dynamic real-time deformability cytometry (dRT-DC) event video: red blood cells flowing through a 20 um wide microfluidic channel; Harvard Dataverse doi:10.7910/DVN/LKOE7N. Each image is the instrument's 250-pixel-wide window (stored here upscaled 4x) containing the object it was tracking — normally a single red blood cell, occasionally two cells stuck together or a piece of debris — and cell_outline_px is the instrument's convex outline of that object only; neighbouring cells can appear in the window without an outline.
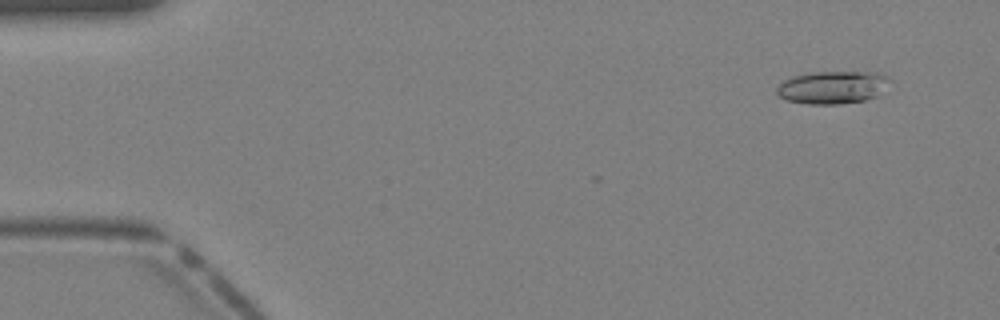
{"species": "Egyptian fruit bat (a non-hibernating species)", "species_latin": "Rousettus aegyptiacus", "temperature_condition": "warm", "stored_images_in_passage": 40, "camera_frame_rate_fps": 3000, "um_per_image_px": 0.085, "animal": {"sex": "female"}, "frame": {"image": 1, "passage_image": 3, "time_ms": 0.667, "image_size_px": [1000, 320], "cell_outline_px": [[888, 80], [880, 96], [864, 100], [840, 104], [808, 104], [788, 100], [780, 96], [776, 92], [776, 88], [784, 80], [792, 76], [812, 72], [876, 72], [888, 76]], "centroid_in_image_um": [70.76, 7.42], "position_along_channel_um": 14.2, "area_um2": 21.5}}
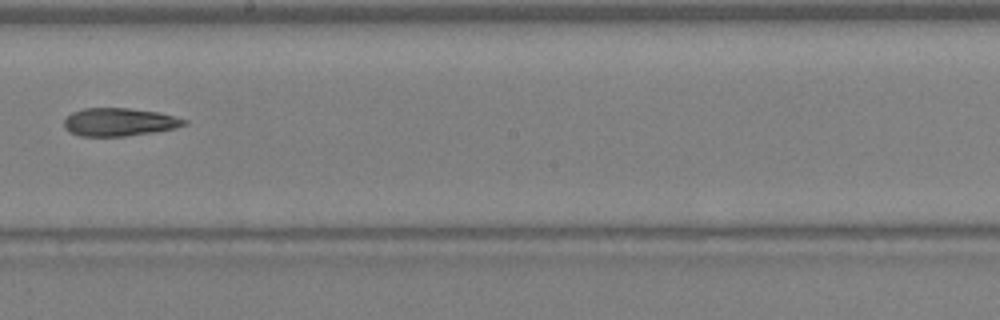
{"frame": {"image": 2, "passage_image": 23, "time_ms": 7.333, "image_size_px": [1000, 320], "cell_outline_px": [[188, 124], [176, 128], [152, 132], [124, 136], [80, 136], [68, 132], [64, 128], [64, 120], [72, 112], [84, 108], [128, 108], [160, 112], [188, 120]], "centroid_in_image_um": [10.14, 10.37], "position_along_channel_um": 238.1, "area_um2": 19.71}}
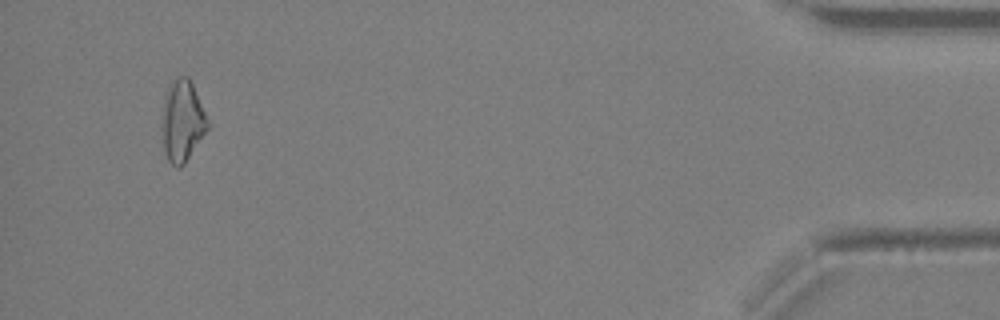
{"frame": {"image": 3, "passage_image": 38, "time_ms": 12.333, "image_size_px": [1000, 320], "cell_outline_px": [[208, 128], [184, 164], [180, 168], [176, 168], [168, 160], [164, 152], [160, 128], [160, 120], [164, 100], [168, 88], [176, 76], [188, 76], [192, 84], [208, 120]], "centroid_in_image_um": [15.45, 10.31], "position_along_channel_um": 419.8, "area_um2": 21.68}}